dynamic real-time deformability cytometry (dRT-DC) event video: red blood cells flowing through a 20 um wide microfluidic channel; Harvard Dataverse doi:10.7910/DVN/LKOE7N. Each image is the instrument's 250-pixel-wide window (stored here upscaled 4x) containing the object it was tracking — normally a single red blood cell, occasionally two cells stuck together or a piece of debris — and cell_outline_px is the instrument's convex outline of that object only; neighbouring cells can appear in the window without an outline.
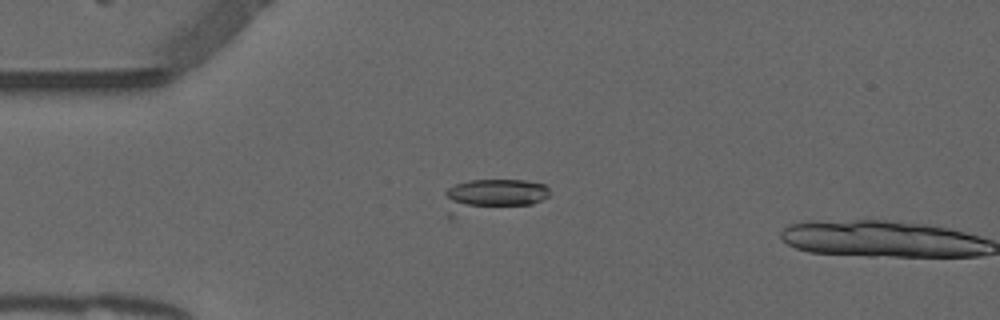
{"species": "common noctule bat (a hibernating species)", "species_latin": "Nyctalus noctula", "temperature_condition": "warm", "stored_images_in_passage": 4, "camera_frame_rate_fps": 3000, "um_per_image_px": 0.085, "animal": {"sex": "male", "forearm_length_mm": 52.5}, "frame": {"image": 1, "passage_image": 3, "time_ms": 0.667, "image_size_px": [1000, 320], "cell_outline_px": [[548, 196], [532, 204], [452, 220], [448, 220], [444, 192], [448, 188], [456, 184], [468, 180], [524, 180], [544, 184], [548, 188]], "centroid_in_image_um": [41.72, 16.71], "position_along_channel_um": 43.3, "area_um2": 21.44}}